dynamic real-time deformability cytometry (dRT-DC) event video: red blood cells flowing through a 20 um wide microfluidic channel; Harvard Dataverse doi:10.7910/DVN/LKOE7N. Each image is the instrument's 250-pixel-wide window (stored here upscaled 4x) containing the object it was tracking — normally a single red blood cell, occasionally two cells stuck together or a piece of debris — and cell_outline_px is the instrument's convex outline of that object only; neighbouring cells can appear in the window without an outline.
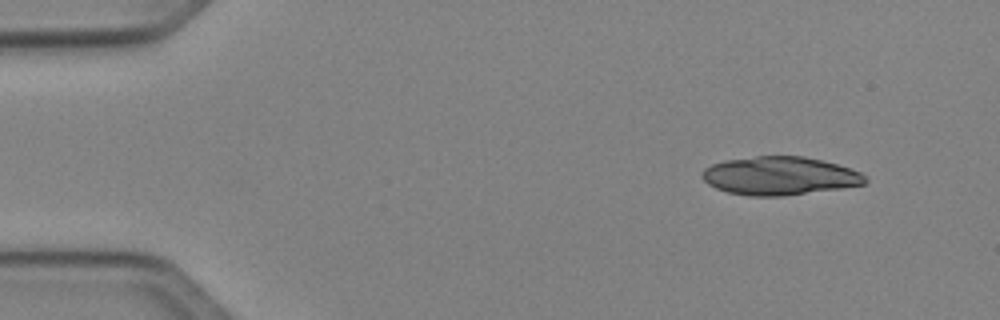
{"species": "Egyptian fruit bat (a non-hibernating species)", "species_latin": "Rousettus aegyptiacus", "temperature_condition": "cold", "stored_images_in_passage": 3, "camera_frame_rate_fps": 3000, "um_per_image_px": 0.085, "animal": {"sex": "female"}, "frame": {"image": 1, "passage_image": 1, "time_ms": 0.0, "image_size_px": [1000, 320], "cell_outline_px": [[868, 180], [864, 184], [840, 188], [784, 196], [748, 196], [728, 192], [716, 188], [708, 184], [700, 176], [700, 172], [704, 168], [712, 164], [724, 160], [756, 156], [804, 156], [836, 164], [860, 172]], "centroid_in_image_um": [66.21, 14.95], "position_along_channel_um": 18.8, "area_um2": 36.36}}